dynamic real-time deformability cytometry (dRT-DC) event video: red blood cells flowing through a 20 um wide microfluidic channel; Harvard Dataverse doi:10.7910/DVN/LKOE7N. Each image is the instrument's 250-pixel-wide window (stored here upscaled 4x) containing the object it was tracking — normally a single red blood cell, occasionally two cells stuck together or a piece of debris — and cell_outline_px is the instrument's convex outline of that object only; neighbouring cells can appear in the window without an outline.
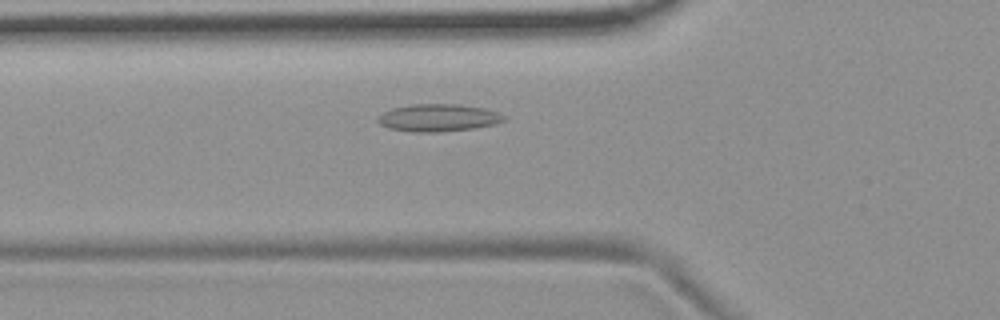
{"species": "common noctule bat (a hibernating species)", "species_latin": "Nyctalus noctula", "temperature_condition": "room temperature", "stored_images_in_passage": 48, "camera_frame_rate_fps": 3000, "um_per_image_px": 0.085, "animal": {"sex": "female", "body_mass_g": 19.9}, "frame": {"image": 1, "passage_image": 13, "time_ms": 4.0, "image_size_px": [1000, 320], "cell_outline_px": [[504, 120], [492, 124], [476, 128], [436, 132], [412, 132], [388, 128], [380, 124], [376, 120], [380, 112], [392, 108], [412, 104], [460, 104], [484, 108], [496, 112], [504, 116]], "centroid_in_image_um": [37.17, 10.0], "position_along_channel_um": 88.6, "area_um2": 20.17}}
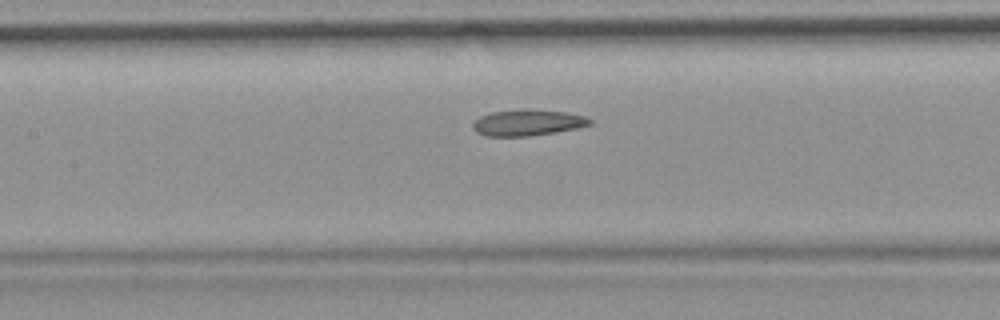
{"frame": {"image": 2, "passage_image": 19, "time_ms": 6.0, "image_size_px": [1000, 320], "cell_outline_px": [[592, 124], [576, 128], [556, 132], [528, 136], [484, 136], [476, 132], [472, 128], [472, 124], [480, 116], [488, 112], [516, 108], [528, 108], [568, 112], [584, 116], [592, 120]], "centroid_in_image_um": [44.81, 10.4], "position_along_channel_um": 162.6, "area_um2": 18.26}}
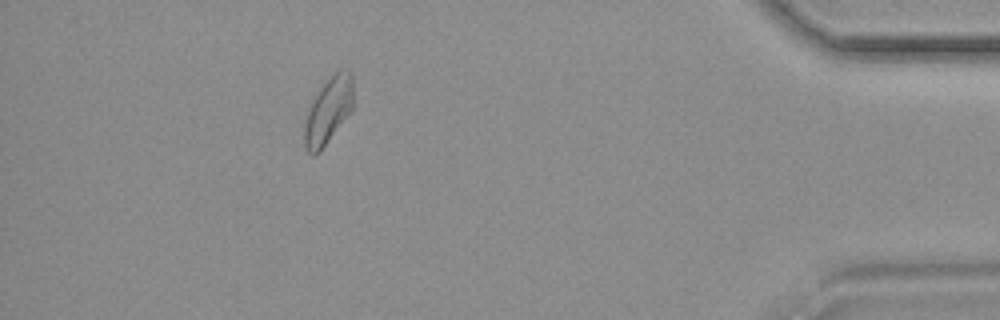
{"frame": {"image": 3, "passage_image": 43, "time_ms": 14.0, "image_size_px": [1000, 320], "cell_outline_px": [[352, 108], [320, 152], [312, 156], [304, 148], [304, 124], [312, 100], [320, 88], [340, 68], [348, 68], [352, 72]], "centroid_in_image_um": [27.89, 9.41], "position_along_channel_um": 407.3, "area_um2": 18.61}, "authors_computed_cell_mechanics": {"area_um2": 18.4671, "velocity_mm_per_s": 3.6911, "shape_relaxation_time_tau1_ms": null, "shape_relaxation_time_tau2_ms": 3.9568, "deformation_change_tau1": null, "deformation_change_tau2": 0.111}}